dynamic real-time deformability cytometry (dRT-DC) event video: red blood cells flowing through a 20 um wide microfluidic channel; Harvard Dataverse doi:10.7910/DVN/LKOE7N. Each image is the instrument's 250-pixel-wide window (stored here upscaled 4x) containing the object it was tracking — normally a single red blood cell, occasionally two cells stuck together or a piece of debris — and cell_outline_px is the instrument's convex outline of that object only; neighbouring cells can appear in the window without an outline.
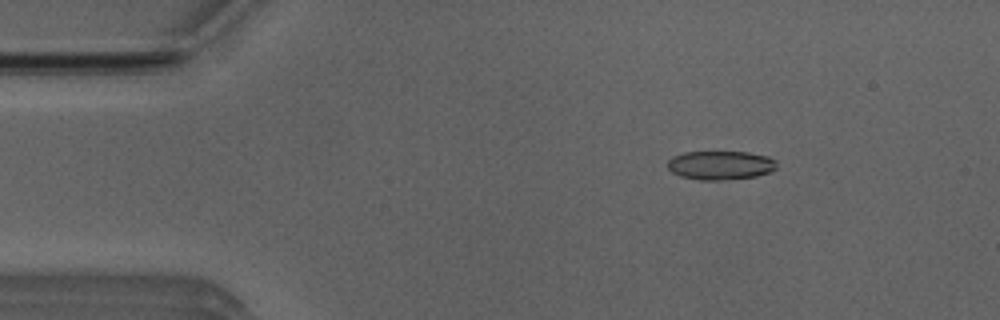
{"species": "Egyptian fruit bat (a non-hibernating species)", "species_latin": "Rousettus aegyptiacus", "temperature_condition": "room temperature", "stored_images_in_passage": 15, "camera_frame_rate_fps": 3000, "um_per_image_px": 0.085, "animal": {"sex": "male"}, "frame": {"image": 1, "passage_image": 7, "time_ms": 2.0, "image_size_px": [1000, 320], "cell_outline_px": [[776, 168], [768, 172], [756, 176], [720, 180], [700, 180], [680, 176], [672, 172], [668, 168], [668, 160], [672, 156], [684, 152], [748, 152], [768, 156], [776, 160]], "centroid_in_image_um": [61.22, 14.04], "position_along_channel_um": 23.8, "area_um2": 18.32}}